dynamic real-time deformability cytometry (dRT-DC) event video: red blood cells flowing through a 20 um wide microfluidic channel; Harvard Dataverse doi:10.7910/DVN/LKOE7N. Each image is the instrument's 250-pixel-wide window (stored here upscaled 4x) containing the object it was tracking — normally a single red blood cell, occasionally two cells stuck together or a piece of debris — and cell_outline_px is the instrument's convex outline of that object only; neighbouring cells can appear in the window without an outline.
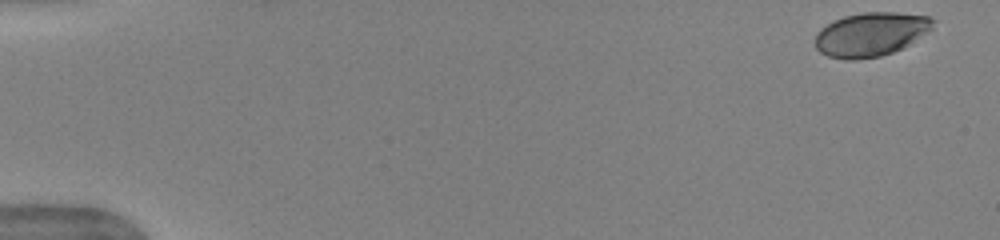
{"species": "human", "species_latin": "Homo sapiens", "temperature_condition": "warm", "stored_images_in_passage": 28, "camera_frame_rate_fps": 3000, "um_per_image_px": 0.085, "donor": {"sex": "female"}, "frame": {"image": 1, "passage_image": 1, "time_ms": 0.0, "image_size_px": [1000, 240], "cell_outline_px": [[936, 20], [932, 28], [908, 44], [892, 52], [880, 56], [856, 60], [848, 60], [828, 56], [820, 52], [816, 48], [816, 32], [828, 24], [844, 16], [864, 12], [896, 12], [928, 16]], "centroid_in_image_um": [74.01, 2.91], "position_along_channel_um": 11.0, "area_um2": 29.82}}
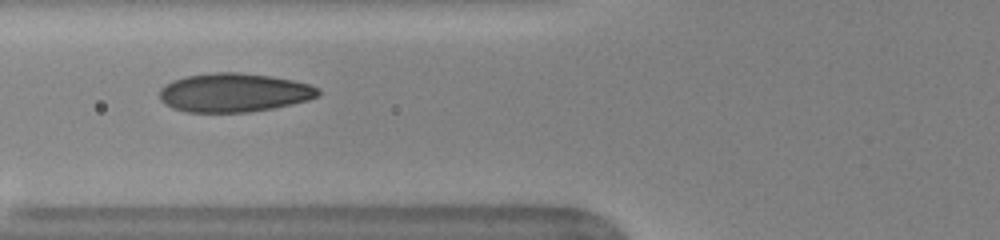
{"frame": {"image": 2, "passage_image": 9, "time_ms": 2.667, "image_size_px": [1000, 240], "cell_outline_px": [[320, 96], [308, 100], [292, 104], [272, 108], [248, 112], [184, 112], [172, 108], [164, 104], [160, 100], [160, 88], [172, 80], [188, 76], [216, 72], [240, 72], [272, 76], [292, 80], [308, 84], [320, 88]], "centroid_in_image_um": [19.89, 7.87], "position_along_channel_um": 105.9, "area_um2": 36.01}}
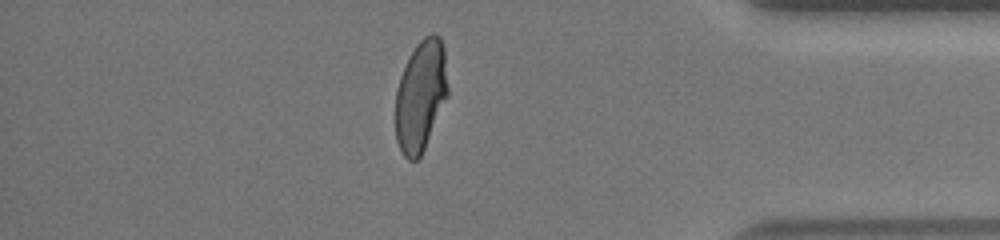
{"frame": {"image": 3, "passage_image": 25, "time_ms": 8.0, "image_size_px": [1000, 240], "cell_outline_px": [[448, 96], [424, 148], [420, 156], [416, 160], [408, 160], [404, 156], [396, 140], [396, 92], [400, 76], [416, 44], [424, 36], [432, 32], [436, 32], [440, 36], [444, 48], [448, 88]], "centroid_in_image_um": [35.77, 8.1], "position_along_channel_um": 399.4, "area_um2": 33.76}}